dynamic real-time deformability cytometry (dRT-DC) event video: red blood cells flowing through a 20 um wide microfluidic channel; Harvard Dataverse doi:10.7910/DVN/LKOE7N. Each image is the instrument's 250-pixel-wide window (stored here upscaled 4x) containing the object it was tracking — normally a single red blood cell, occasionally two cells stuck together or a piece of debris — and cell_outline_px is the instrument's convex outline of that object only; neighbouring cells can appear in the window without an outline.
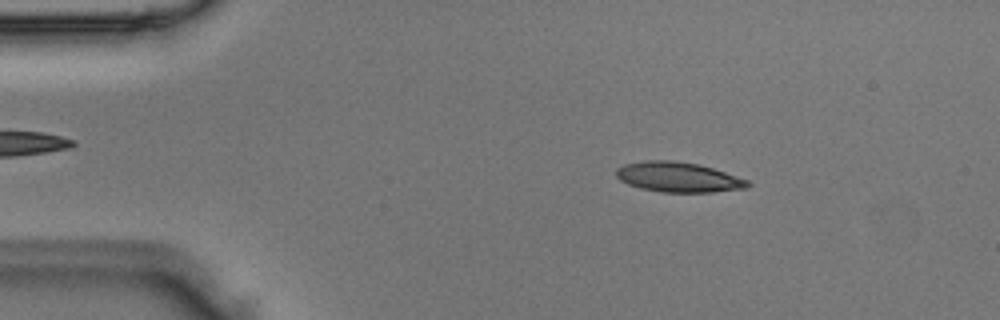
{"species": "Egyptian fruit bat (a non-hibernating species)", "species_latin": "Rousettus aegyptiacus", "temperature_condition": "room temperature", "stored_images_in_passage": 6, "camera_frame_rate_fps": 3000, "um_per_image_px": 0.085, "animal": {"sex": "male"}, "frame": {"image": 1, "passage_image": 1, "time_ms": 0.0, "image_size_px": [1000, 320], "cell_outline_px": [[752, 184], [748, 188], [712, 192], [664, 192], [640, 188], [628, 184], [620, 180], [616, 176], [616, 168], [624, 164], [644, 160], [672, 160], [700, 164], [748, 180]], "centroid_in_image_um": [57.65, 15.05], "position_along_channel_um": 27.4, "area_um2": 23.06}}
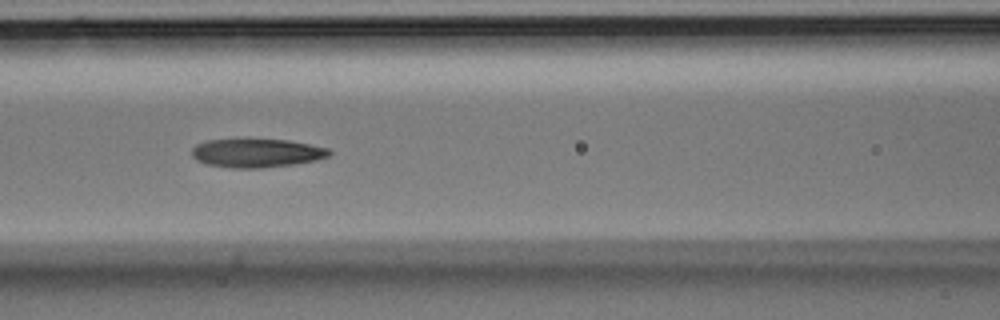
{"frame": {"image": 2, "passage_image": 5, "time_ms": 1.333, "image_size_px": [1000, 320], "cell_outline_px": [[332, 152], [328, 156], [316, 160], [292, 164], [260, 168], [232, 168], [208, 164], [196, 160], [192, 156], [192, 148], [196, 144], [208, 140], [236, 136], [248, 136], [288, 140], [328, 148]], "centroid_in_image_um": [21.75, 12.94], "position_along_channel_um": 144.8, "area_um2": 23.93}}
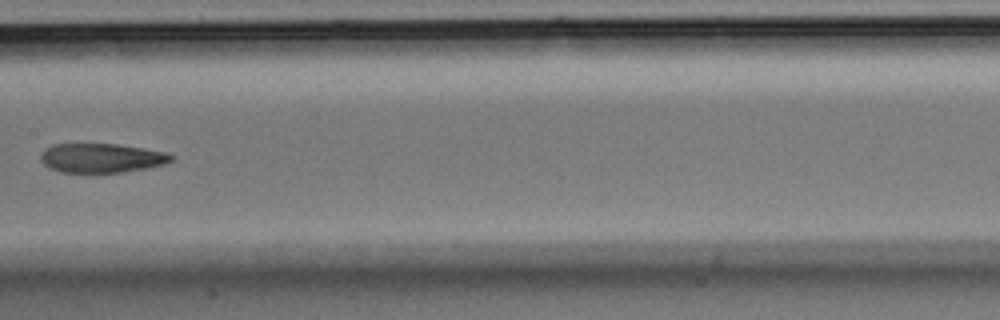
{"frame": {"image": 3, "passage_image": 6, "time_ms": 1.667, "image_size_px": [1000, 320], "cell_outline_px": [[176, 156], [172, 160], [164, 164], [144, 168], [120, 172], [60, 172], [44, 164], [40, 156], [44, 148], [52, 144], [116, 144], [144, 148], [164, 152]], "centroid_in_image_um": [8.62, 13.42], "position_along_channel_um": 198.8, "area_um2": 22.02}}